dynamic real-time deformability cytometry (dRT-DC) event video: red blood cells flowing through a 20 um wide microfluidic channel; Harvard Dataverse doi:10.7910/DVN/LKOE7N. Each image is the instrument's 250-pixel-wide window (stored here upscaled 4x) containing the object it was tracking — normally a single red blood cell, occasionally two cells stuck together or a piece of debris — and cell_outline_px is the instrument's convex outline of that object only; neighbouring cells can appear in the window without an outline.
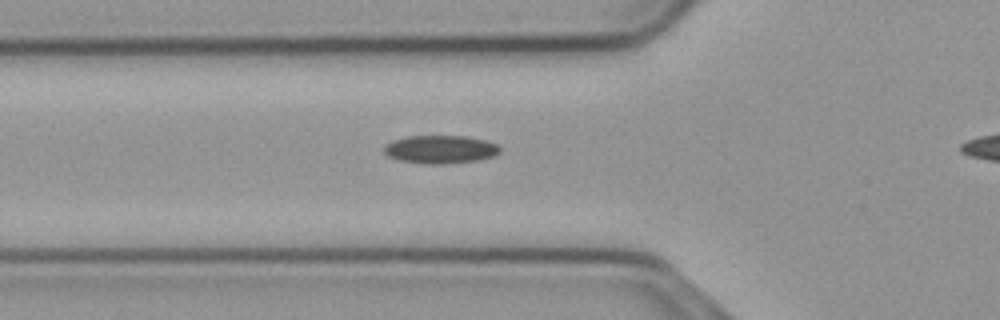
{"species": "common noctule bat (a hibernating species)", "species_latin": "Nyctalus noctula", "temperature_condition": "cold", "stored_images_in_passage": 34, "camera_frame_rate_fps": 3000, "um_per_image_px": 0.085, "animal": {"sex": "male", "body_mass_g": 23.1, "forearm_length_mm": 52.7}, "frame": {"image": 1, "passage_image": 5, "time_ms": 1.333, "image_size_px": [1000, 320], "cell_outline_px": [[500, 152], [496, 156], [476, 160], [444, 164], [428, 164], [396, 160], [388, 156], [384, 152], [384, 144], [392, 140], [408, 136], [468, 136], [484, 140], [496, 144], [500, 148]], "centroid_in_image_um": [37.41, 12.7], "position_along_channel_um": 88.4, "area_um2": 19.13}}
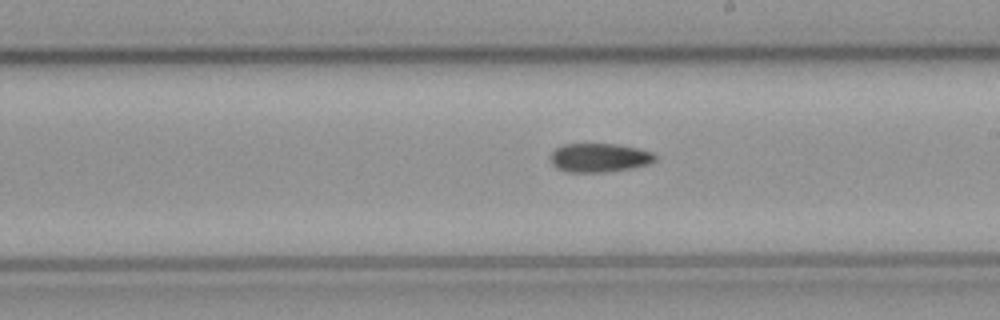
{"frame": {"image": 2, "passage_image": 17, "time_ms": 5.333, "image_size_px": [1000, 320], "cell_outline_px": [[656, 160], [648, 164], [632, 168], [604, 172], [568, 172], [556, 168], [552, 164], [552, 152], [556, 148], [564, 144], [616, 144], [636, 148], [652, 152], [656, 156]], "centroid_in_image_um": [50.95, 13.41], "position_along_channel_um": 238.1, "area_um2": 17.46}}
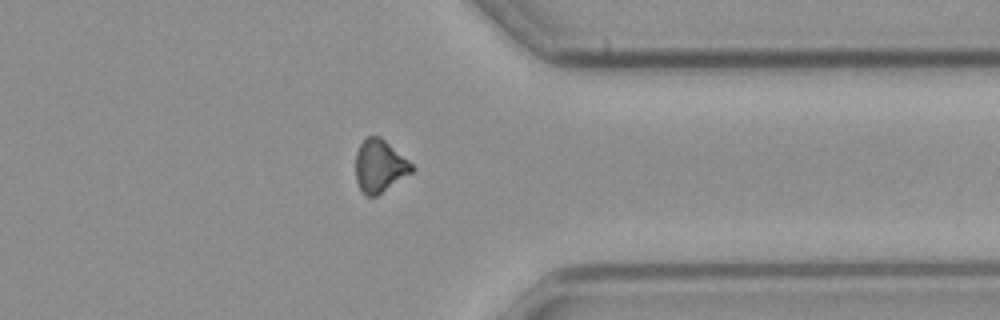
{"frame": {"image": 3, "passage_image": 29, "time_ms": 9.333, "image_size_px": [1000, 320], "cell_outline_px": [[416, 168], [412, 172], [376, 196], [368, 196], [360, 188], [356, 180], [356, 152], [360, 144], [368, 136], [380, 136], [408, 160]], "centroid_in_image_um": [32.27, 14.1], "position_along_channel_um": 379.1, "area_um2": 16.94}, "authors_computed_cell_mechanics": {"area_um2": 17.9758, "velocity_mm_per_s": 3.7153, "shape_relaxation_time_tau1_ms": 9.2161, "shape_relaxation_time_tau2_ms": null, "deformation_change_tau1": 0.1658, "deformation_change_tau2": null}}